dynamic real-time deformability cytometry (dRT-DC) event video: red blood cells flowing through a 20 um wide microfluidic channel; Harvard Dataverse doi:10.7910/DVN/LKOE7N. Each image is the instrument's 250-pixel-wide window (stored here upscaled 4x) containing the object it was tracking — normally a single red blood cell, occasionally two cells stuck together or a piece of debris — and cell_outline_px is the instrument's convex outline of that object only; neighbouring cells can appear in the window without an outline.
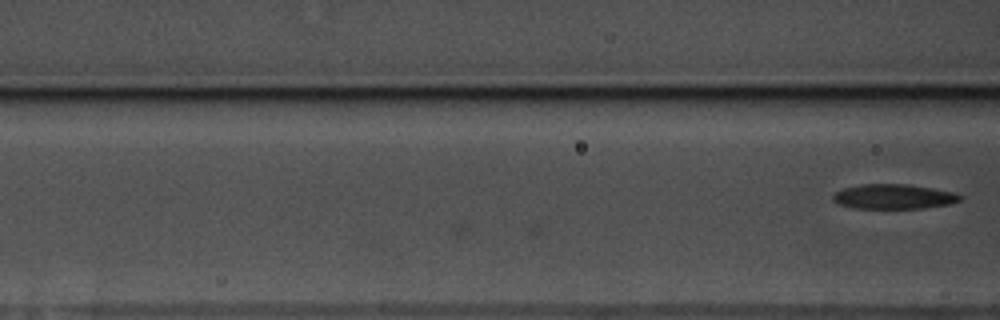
{"species": "common noctule bat (a hibernating species)", "species_latin": "Nyctalus noctula", "temperature_condition": "warm", "stored_images_in_passage": 4, "camera_frame_rate_fps": 3000, "um_per_image_px": 0.085, "animal": {"sex": "male", "body_mass_g": 17.5, "forearm_length_mm": 52.3}, "frame": {"image": 1, "passage_image": 4, "time_ms": 1.0, "image_size_px": [1000, 320], "cell_outline_px": [[964, 196], [960, 200], [948, 204], [924, 208], [852, 208], [840, 204], [832, 200], [832, 196], [836, 192], [844, 188], [860, 184], [904, 184], [932, 188], [956, 192]], "centroid_in_image_um": [75.97, 16.71], "position_along_channel_um": 90.6, "area_um2": 18.32}}